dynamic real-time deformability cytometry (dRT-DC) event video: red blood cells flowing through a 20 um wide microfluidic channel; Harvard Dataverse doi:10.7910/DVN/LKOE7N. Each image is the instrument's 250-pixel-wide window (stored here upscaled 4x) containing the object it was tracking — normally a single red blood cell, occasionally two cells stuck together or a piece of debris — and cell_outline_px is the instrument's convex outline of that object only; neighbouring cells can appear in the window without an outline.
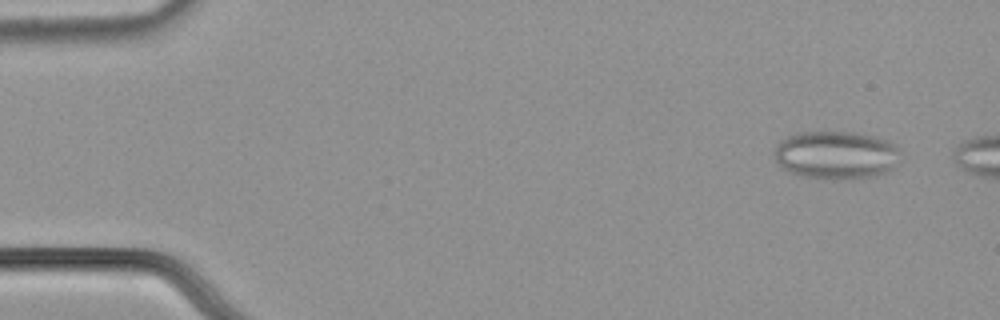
{"species": "common noctule bat (a hibernating species)", "species_latin": "Nyctalus noctula", "temperature_condition": "cold", "stored_images_in_passage": 14, "camera_frame_rate_fps": 3000, "um_per_image_px": 0.085, "animal": {"sex": "male", "body_mass_g": 21.5, "forearm_length_mm": 52.0}, "frame": {"image": 1, "passage_image": 3, "time_ms": 0.667, "image_size_px": [1000, 320], "cell_outline_px": [[900, 164], [888, 172], [872, 176], [804, 176], [780, 168], [772, 152], [780, 140], [796, 132], [852, 132], [876, 136], [888, 140], [900, 152]], "centroid_in_image_um": [71.07, 13.12], "position_along_channel_um": 13.9, "area_um2": 34.8}}